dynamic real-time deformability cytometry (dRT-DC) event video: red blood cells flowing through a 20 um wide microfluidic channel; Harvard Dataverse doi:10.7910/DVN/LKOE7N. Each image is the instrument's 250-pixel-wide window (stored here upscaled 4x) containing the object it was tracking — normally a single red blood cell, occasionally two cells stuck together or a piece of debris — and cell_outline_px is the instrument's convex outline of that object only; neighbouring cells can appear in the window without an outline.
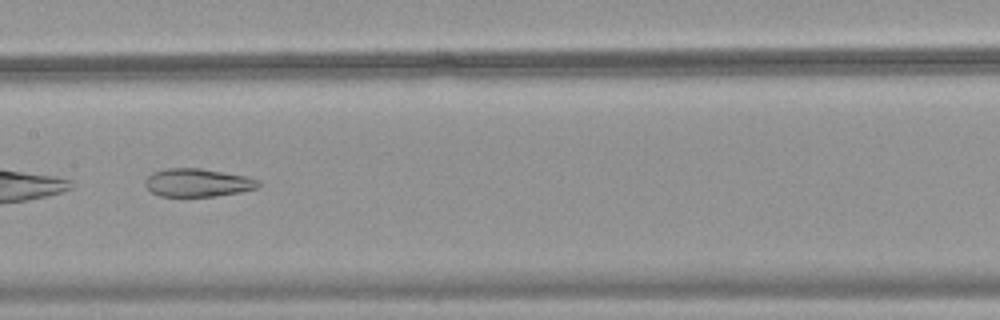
{"species": "common noctule bat (a hibernating species)", "species_latin": "Nyctalus noctula", "temperature_condition": "warm", "stored_images_in_passage": 50, "camera_frame_rate_fps": 3000, "um_per_image_px": 0.085, "animal": {"sex": "female", "body_mass_g": 18.4}, "frame": {"image": 1, "passage_image": 27, "time_ms": 8.667, "image_size_px": [1000, 320], "cell_outline_px": [[260, 184], [256, 188], [240, 192], [216, 196], [160, 196], [152, 192], [144, 184], [144, 180], [152, 172], [164, 168], [200, 168], [244, 176], [260, 180]], "centroid_in_image_um": [16.76, 15.52], "position_along_channel_um": 190.6, "area_um2": 18.5}}
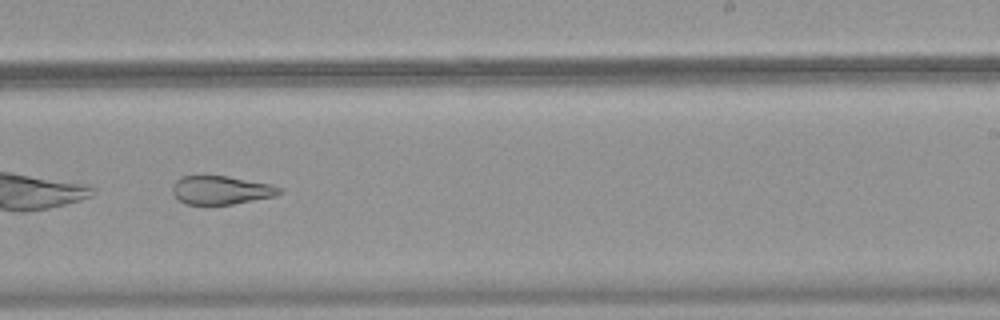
{"frame": {"image": 2, "passage_image": 33, "time_ms": 10.667, "image_size_px": [1000, 320], "cell_outline_px": [[280, 192], [276, 196], [232, 204], [184, 204], [172, 192], [172, 184], [180, 176], [228, 176], [272, 184], [280, 188]], "centroid_in_image_um": [18.77, 16.15], "position_along_channel_um": 270.2, "area_um2": 17.69}}